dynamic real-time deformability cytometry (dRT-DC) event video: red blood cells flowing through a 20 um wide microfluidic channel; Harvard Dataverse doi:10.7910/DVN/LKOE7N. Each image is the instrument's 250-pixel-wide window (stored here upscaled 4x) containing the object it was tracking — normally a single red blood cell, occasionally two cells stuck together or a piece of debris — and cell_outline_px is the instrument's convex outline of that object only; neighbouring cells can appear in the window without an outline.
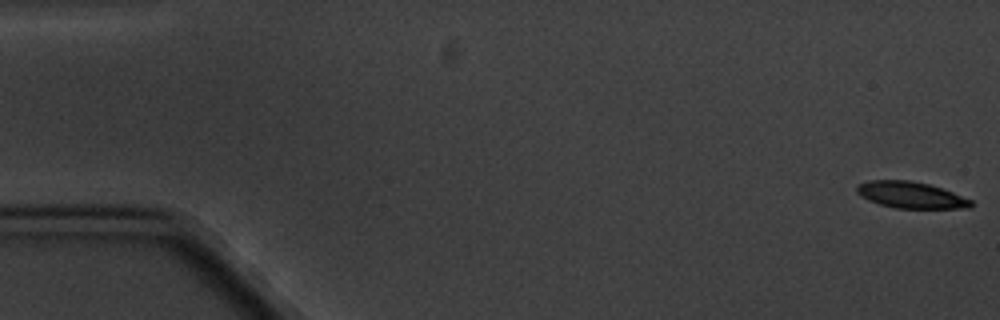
{"species": "common noctule bat (a hibernating species)", "species_latin": "Nyctalus noctula", "temperature_condition": "cold", "stored_images_in_passage": 7, "camera_frame_rate_fps": 3000, "um_per_image_px": 0.085, "animal": {"sex": "male", "body_mass_g": 20.1, "forearm_length_mm": 53.5}, "frame": {"image": 1, "passage_image": 1, "time_ms": 0.0, "image_size_px": [1000, 320], "cell_outline_px": [[972, 208], [892, 208], [868, 200], [860, 196], [856, 192], [856, 184], [868, 180], [908, 180], [928, 184], [952, 192], [972, 200]], "centroid_in_image_um": [77.37, 16.57], "position_along_channel_um": 7.6, "area_um2": 17.63}}
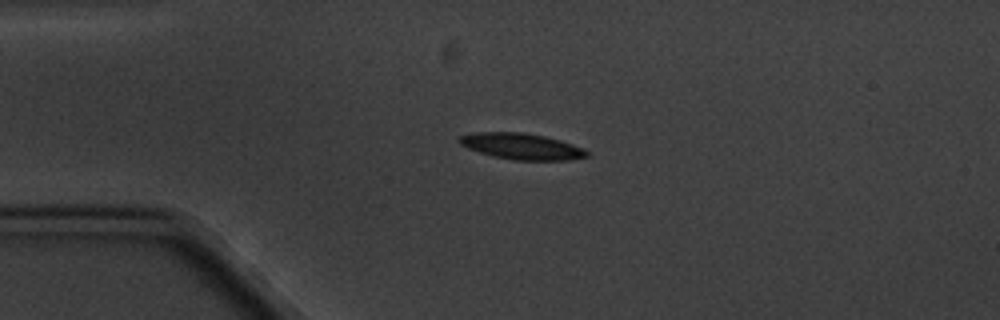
{"frame": {"image": 2, "passage_image": 4, "time_ms": 4.333, "image_size_px": [1000, 320], "cell_outline_px": [[588, 156], [568, 160], [512, 160], [480, 152], [468, 148], [460, 144], [456, 140], [460, 136], [476, 132], [524, 132], [544, 136], [560, 140], [584, 148], [588, 152]], "centroid_in_image_um": [44.34, 12.43], "position_along_channel_um": 40.7, "area_um2": 19.31}}